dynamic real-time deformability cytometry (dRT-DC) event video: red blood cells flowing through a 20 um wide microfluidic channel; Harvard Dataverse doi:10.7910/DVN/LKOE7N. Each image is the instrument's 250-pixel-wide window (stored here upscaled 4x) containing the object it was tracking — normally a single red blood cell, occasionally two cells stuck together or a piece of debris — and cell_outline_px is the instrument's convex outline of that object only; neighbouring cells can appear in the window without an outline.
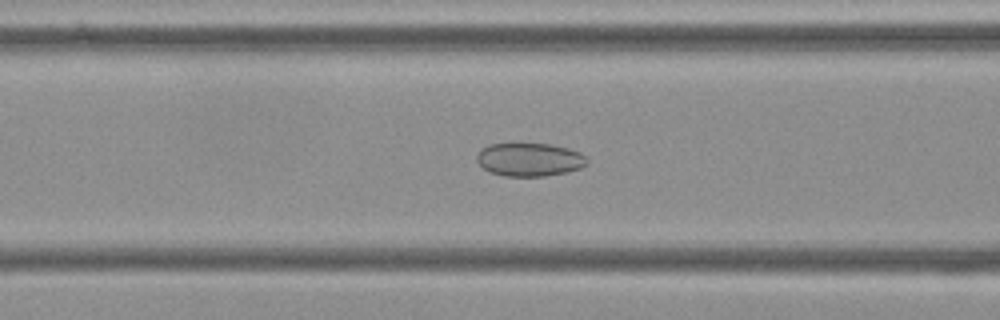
{"species": "Egyptian fruit bat (a non-hibernating species)", "species_latin": "Rousettus aegyptiacus", "temperature_condition": "cold", "stored_images_in_passage": 44, "camera_frame_rate_fps": 3000, "um_per_image_px": 0.085, "frame": {"image": 1, "passage_image": 10, "time_ms": 3.0, "image_size_px": [1000, 320], "cell_outline_px": [[588, 164], [580, 168], [564, 172], [544, 176], [504, 176], [488, 172], [476, 160], [476, 156], [488, 144], [512, 140], [548, 144], [568, 148], [580, 152], [588, 160]], "centroid_in_image_um": [44.96, 13.51], "position_along_channel_um": 121.6, "area_um2": 22.08}}
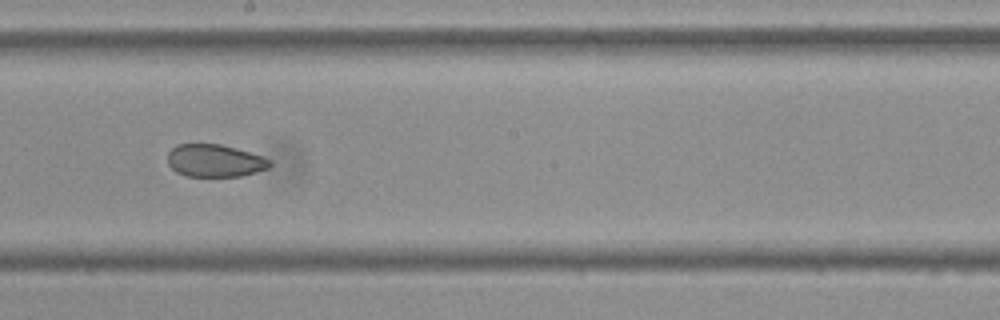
{"frame": {"image": 2, "passage_image": 19, "time_ms": 6.0, "image_size_px": [1000, 320], "cell_outline_px": [[272, 164], [268, 168], [240, 176], [188, 176], [176, 172], [168, 164], [168, 152], [176, 144], [220, 144], [236, 148], [264, 156], [272, 160]], "centroid_in_image_um": [18.27, 13.65], "position_along_channel_um": 229.9, "area_um2": 19.42}}
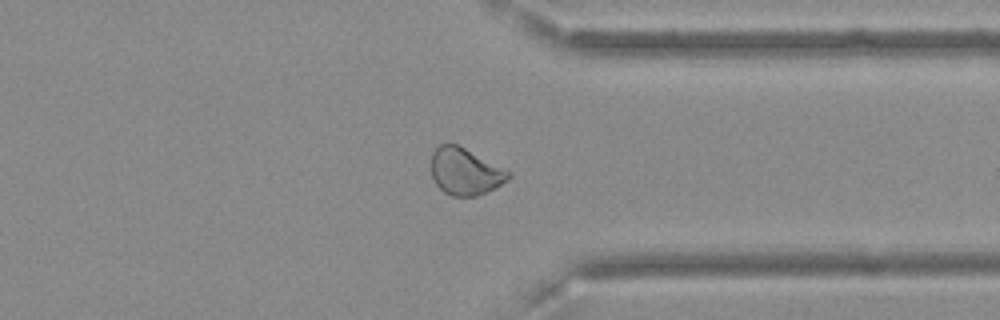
{"frame": {"image": 3, "passage_image": 31, "time_ms": 10.0, "image_size_px": [1000, 320], "cell_outline_px": [[512, 176], [508, 180], [496, 188], [476, 196], [452, 196], [444, 192], [436, 184], [432, 176], [432, 152], [440, 144], [456, 144], [512, 172]], "centroid_in_image_um": [39.56, 14.6], "position_along_channel_um": 371.8, "area_um2": 20.98}, "authors_computed_cell_mechanics": {"area_um2": 21.7906, "velocity_mm_per_s": 3.6045, "shape_relaxation_time_tau1_ms": null, "shape_relaxation_time_tau2_ms": 2.294, "deformation_change_tau1": null, "deformation_change_tau2": 0.0606}}